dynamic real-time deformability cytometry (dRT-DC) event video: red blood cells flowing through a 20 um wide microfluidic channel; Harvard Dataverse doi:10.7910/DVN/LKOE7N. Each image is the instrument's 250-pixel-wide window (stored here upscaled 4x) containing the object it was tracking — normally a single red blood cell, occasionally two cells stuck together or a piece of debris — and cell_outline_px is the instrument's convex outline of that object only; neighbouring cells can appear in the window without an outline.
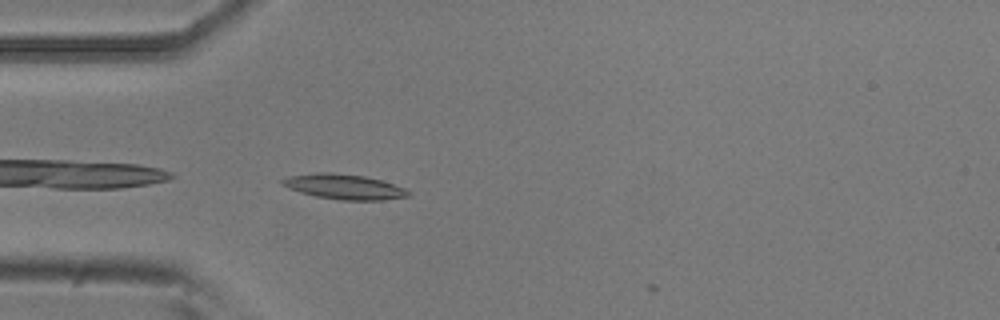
{"species": "common noctule bat (a hibernating species)", "species_latin": "Nyctalus noctula", "temperature_condition": "room temperature", "stored_images_in_passage": 5, "camera_frame_rate_fps": 3000, "um_per_image_px": 0.085, "animal": {"sex": "male", "body_mass_g": 20.5, "forearm_length_mm": 52.5}, "frame": {"image": 1, "passage_image": 1, "time_ms": 0.0, "image_size_px": [1000, 320], "cell_outline_px": [[412, 192], [408, 196], [384, 200], [340, 200], [316, 196], [300, 192], [288, 188], [280, 184], [280, 180], [288, 176], [316, 172], [328, 172], [364, 176], [380, 180], [404, 188]], "centroid_in_image_um": [29.21, 15.87], "position_along_channel_um": 55.8, "area_um2": 18.38}}
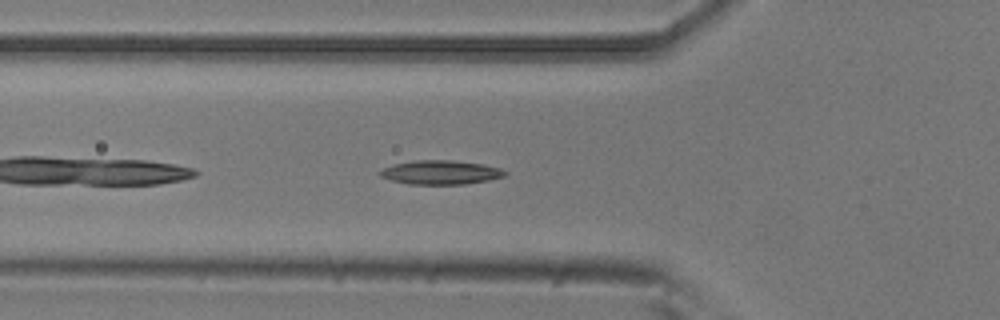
{"frame": {"image": 2, "passage_image": 4, "time_ms": 1.0, "image_size_px": [1000, 320], "cell_outline_px": [[508, 176], [488, 180], [464, 184], [408, 184], [392, 180], [380, 176], [376, 172], [392, 164], [412, 160], [452, 160], [484, 164], [500, 168], [508, 172]], "centroid_in_image_um": [37.46, 14.64], "position_along_channel_um": 88.3, "area_um2": 17.69}}